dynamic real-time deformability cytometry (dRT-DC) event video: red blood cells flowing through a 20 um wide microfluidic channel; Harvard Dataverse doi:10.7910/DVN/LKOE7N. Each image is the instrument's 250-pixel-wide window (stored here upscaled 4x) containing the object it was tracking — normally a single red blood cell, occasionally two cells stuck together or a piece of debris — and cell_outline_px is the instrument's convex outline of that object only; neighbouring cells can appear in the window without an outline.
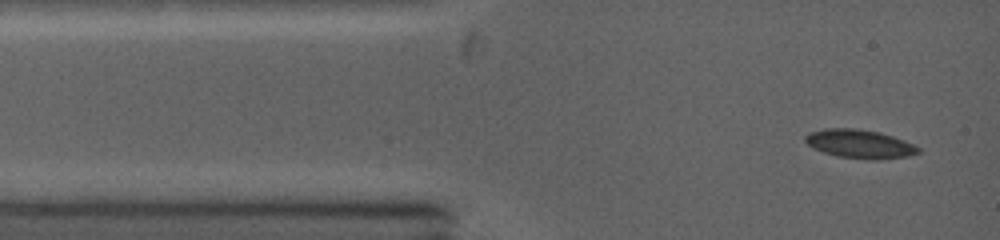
{"species": "common noctule bat (a hibernating species)", "species_latin": "Nyctalus noctula", "temperature_condition": "warm", "stored_images_in_passage": 6, "camera_frame_rate_fps": 5000, "um_per_image_px": 0.085, "animal": {"sex": "female", "body_mass_g": 19.0, "forearm_length_mm": 53.3}, "frame": {"image": 1, "passage_image": 1, "time_ms": 0.0, "image_size_px": [1000, 240], "cell_outline_px": [[920, 152], [908, 156], [876, 160], [872, 160], [836, 156], [812, 148], [804, 140], [804, 136], [808, 132], [824, 128], [856, 128], [880, 132], [904, 140], [920, 148]], "centroid_in_image_um": [73.04, 12.23], "position_along_channel_um": 12.0, "area_um2": 19.02}}
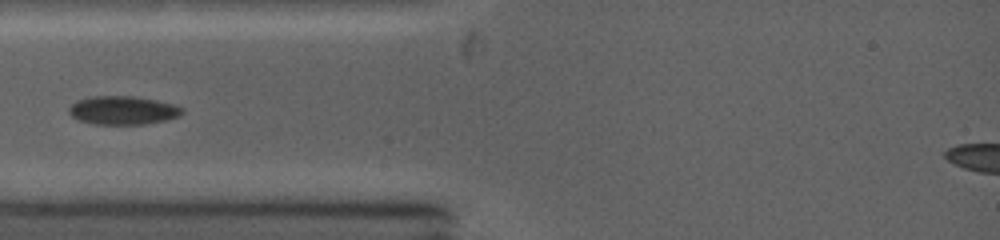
{"frame": {"image": 2, "passage_image": 4, "time_ms": 2.4, "image_size_px": [1000, 240], "cell_outline_px": [[184, 112], [180, 116], [168, 120], [144, 124], [96, 124], [76, 120], [68, 112], [68, 108], [76, 100], [96, 96], [132, 96], [156, 100], [172, 104], [184, 108]], "centroid_in_image_um": [10.45, 9.38], "position_along_channel_um": 74.5, "area_um2": 18.9}}